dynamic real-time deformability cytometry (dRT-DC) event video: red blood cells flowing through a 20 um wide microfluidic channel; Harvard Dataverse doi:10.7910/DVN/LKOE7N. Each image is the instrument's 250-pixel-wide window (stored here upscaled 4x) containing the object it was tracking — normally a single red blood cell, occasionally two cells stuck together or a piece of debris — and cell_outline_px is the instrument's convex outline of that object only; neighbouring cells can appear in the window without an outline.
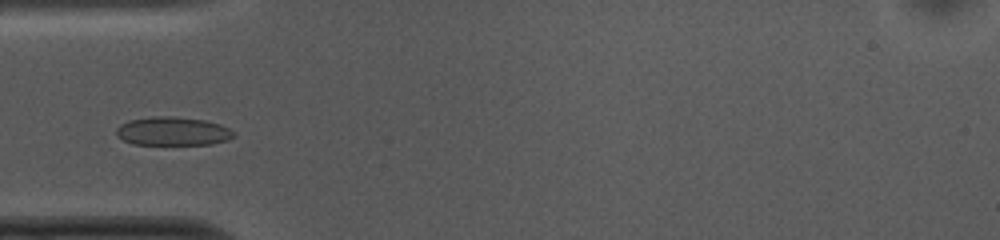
{"species": "common noctule bat (a hibernating species)", "species_latin": "Nyctalus noctula", "temperature_condition": "cold", "stored_images_in_passage": 7, "camera_frame_rate_fps": 3000, "um_per_image_px": 0.085, "animal": {"sex": "female", "body_mass_g": 10.0, "forearm_length_mm": 53.1}, "frame": {"image": 1, "passage_image": 4, "time_ms": 1.0, "image_size_px": [1000, 240], "cell_outline_px": [[236, 136], [228, 140], [212, 144], [132, 144], [116, 136], [116, 128], [120, 124], [128, 120], [152, 116], [176, 116], [204, 120], [220, 124], [236, 132]], "centroid_in_image_um": [14.69, 11.15], "position_along_channel_um": 70.3, "area_um2": 19.77}}